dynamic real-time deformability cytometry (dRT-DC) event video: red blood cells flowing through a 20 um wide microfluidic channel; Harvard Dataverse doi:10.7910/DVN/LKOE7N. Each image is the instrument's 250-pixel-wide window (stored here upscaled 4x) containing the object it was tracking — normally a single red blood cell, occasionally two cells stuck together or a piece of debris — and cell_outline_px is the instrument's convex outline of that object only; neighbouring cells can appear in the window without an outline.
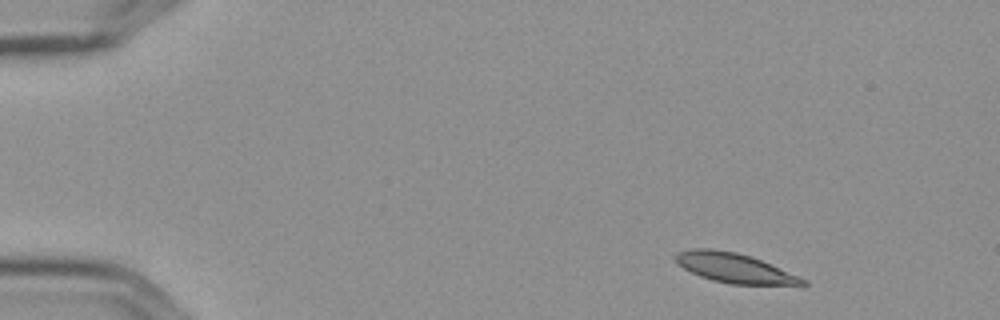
{"species": "Egyptian fruit bat (a non-hibernating species)", "species_latin": "Rousettus aegyptiacus", "temperature_condition": "cold", "stored_images_in_passage": 5, "camera_frame_rate_fps": 3000, "um_per_image_px": 0.085, "frame": {"image": 1, "passage_image": 1, "time_ms": 0.0, "image_size_px": [1000, 320], "cell_outline_px": [[808, 284], [804, 288], [728, 284], [712, 280], [700, 276], [684, 268], [676, 260], [676, 256], [680, 252], [692, 248], [712, 248], [736, 252], [760, 260], [808, 280]], "centroid_in_image_um": [62.61, 22.85], "position_along_channel_um": 22.4, "area_um2": 22.48}}
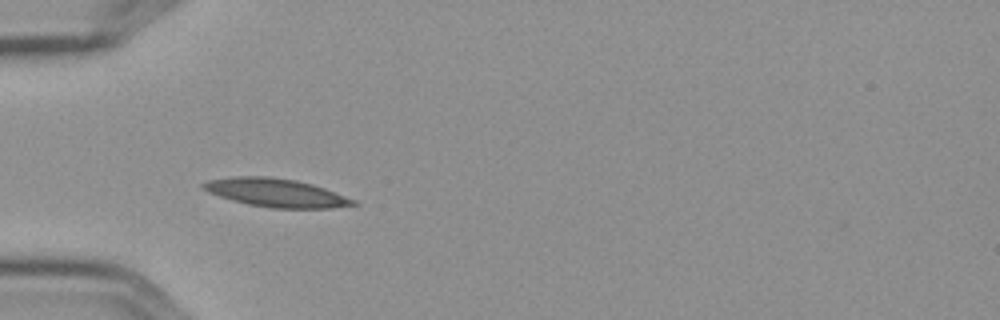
{"frame": {"image": 2, "passage_image": 4, "time_ms": 1.0, "image_size_px": [1000, 320], "cell_outline_px": [[360, 204], [332, 208], [272, 208], [248, 204], [232, 200], [208, 192], [200, 188], [200, 184], [208, 180], [232, 176], [268, 176], [296, 180], [312, 184], [324, 188], [356, 200]], "centroid_in_image_um": [23.44, 16.38], "position_along_channel_um": 61.6, "area_um2": 24.85}}
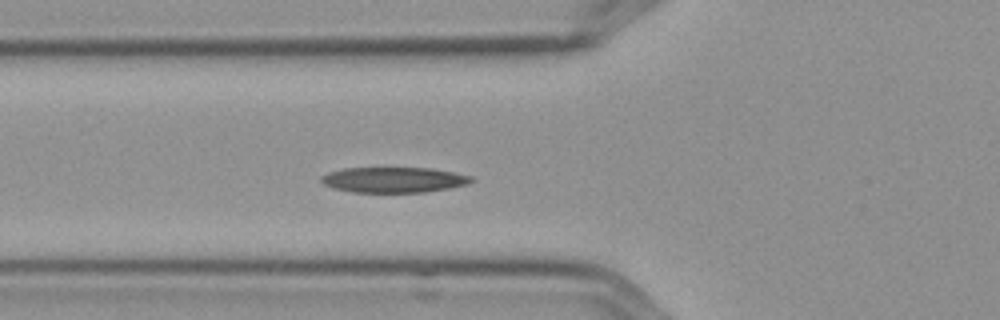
{"frame": {"image": 3, "passage_image": 5, "time_ms": 1.333, "image_size_px": [1000, 320], "cell_outline_px": [[476, 180], [468, 184], [448, 188], [424, 192], [352, 192], [332, 188], [324, 184], [320, 180], [320, 176], [328, 172], [344, 168], [432, 168], [456, 172], [472, 176]], "centroid_in_image_um": [33.48, 15.28], "position_along_channel_um": 92.3, "area_um2": 22.43}}